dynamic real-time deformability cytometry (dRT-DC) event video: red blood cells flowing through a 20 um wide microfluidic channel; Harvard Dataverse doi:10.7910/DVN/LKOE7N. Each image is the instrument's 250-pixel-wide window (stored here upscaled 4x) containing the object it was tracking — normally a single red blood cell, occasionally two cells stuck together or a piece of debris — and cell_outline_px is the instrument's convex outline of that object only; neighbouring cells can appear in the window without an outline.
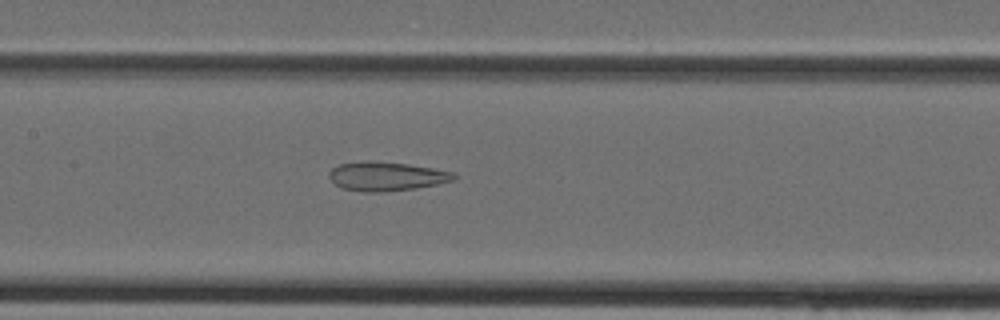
{"species": "Egyptian fruit bat (a non-hibernating species)", "species_latin": "Rousettus aegyptiacus", "temperature_condition": "cold", "stored_images_in_passage": 38, "camera_frame_rate_fps": 3000, "um_per_image_px": 0.085, "animal": {"sex": "female"}, "frame": {"image": 1, "passage_image": 18, "time_ms": 5.667, "image_size_px": [1000, 320], "cell_outline_px": [[460, 176], [456, 180], [416, 188], [384, 192], [360, 192], [344, 188], [336, 184], [328, 176], [328, 172], [332, 168], [340, 164], [364, 160], [368, 160], [408, 164], [432, 168], [452, 172]], "centroid_in_image_um": [32.86, 14.98], "position_along_channel_um": 174.5, "area_um2": 21.21}}
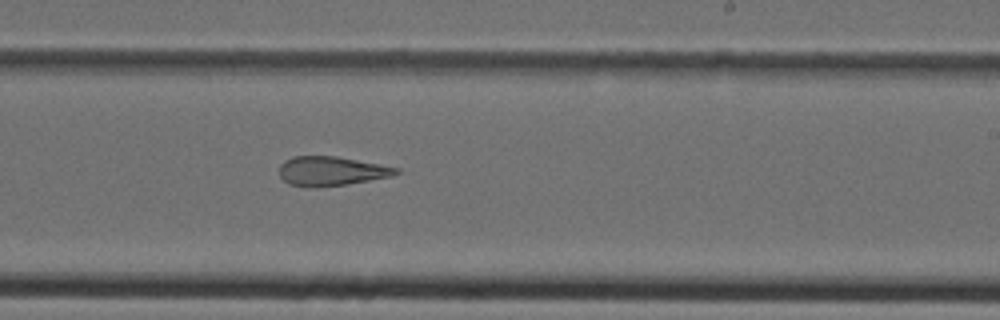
{"frame": {"image": 2, "passage_image": 23, "time_ms": 7.333, "image_size_px": [1000, 320], "cell_outline_px": [[400, 172], [392, 176], [348, 184], [316, 188], [308, 188], [288, 184], [280, 176], [280, 164], [284, 160], [292, 156], [336, 156], [400, 168]], "centroid_in_image_um": [28.13, 14.55], "position_along_channel_um": 260.9, "area_um2": 20.11}}
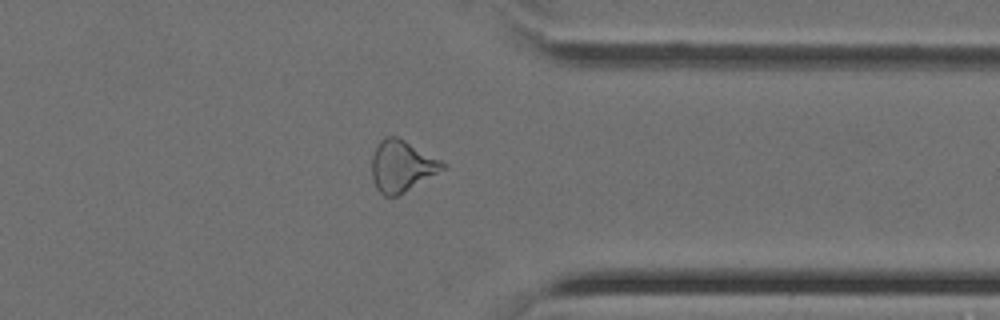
{"frame": {"image": 3, "passage_image": 30, "time_ms": 9.667, "image_size_px": [1000, 320], "cell_outline_px": [[448, 168], [404, 192], [396, 196], [384, 196], [376, 188], [372, 176], [372, 156], [380, 140], [384, 136], [396, 136], [404, 140], [448, 164]], "centroid_in_image_um": [34.17, 14.12], "position_along_channel_um": 377.2, "area_um2": 21.15}}